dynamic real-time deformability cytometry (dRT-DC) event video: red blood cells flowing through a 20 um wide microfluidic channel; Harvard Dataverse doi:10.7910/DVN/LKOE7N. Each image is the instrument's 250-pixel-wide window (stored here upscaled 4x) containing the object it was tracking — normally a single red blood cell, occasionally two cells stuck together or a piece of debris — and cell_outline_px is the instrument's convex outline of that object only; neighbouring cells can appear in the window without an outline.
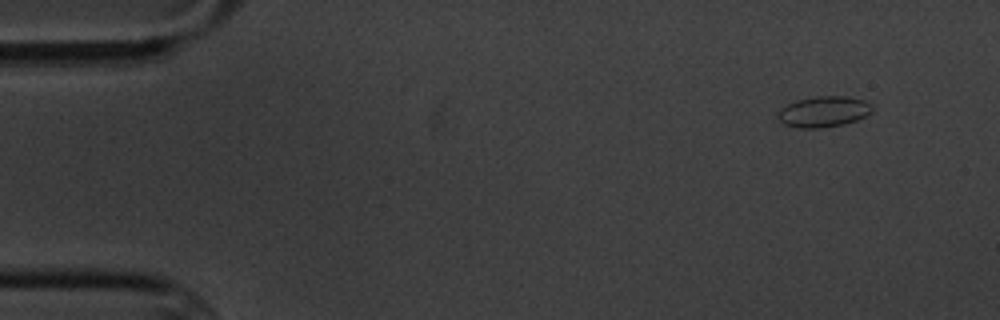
{"species": "common noctule bat (a hibernating species)", "species_latin": "Nyctalus noctula", "temperature_condition": "cold", "stored_images_in_passage": 4, "camera_frame_rate_fps": 3000, "um_per_image_px": 0.085, "animal": {"sex": "male", "body_mass_g": 20.1, "forearm_length_mm": 53.5}, "frame": {"image": 1, "passage_image": 1, "time_ms": 0.0, "image_size_px": [1000, 320], "cell_outline_px": [[872, 112], [856, 120], [844, 124], [820, 128], [796, 128], [784, 124], [776, 116], [780, 108], [796, 100], [816, 96], [848, 96], [864, 100], [872, 104]], "centroid_in_image_um": [69.99, 9.49], "position_along_channel_um": 15.0, "area_um2": 17.05}}